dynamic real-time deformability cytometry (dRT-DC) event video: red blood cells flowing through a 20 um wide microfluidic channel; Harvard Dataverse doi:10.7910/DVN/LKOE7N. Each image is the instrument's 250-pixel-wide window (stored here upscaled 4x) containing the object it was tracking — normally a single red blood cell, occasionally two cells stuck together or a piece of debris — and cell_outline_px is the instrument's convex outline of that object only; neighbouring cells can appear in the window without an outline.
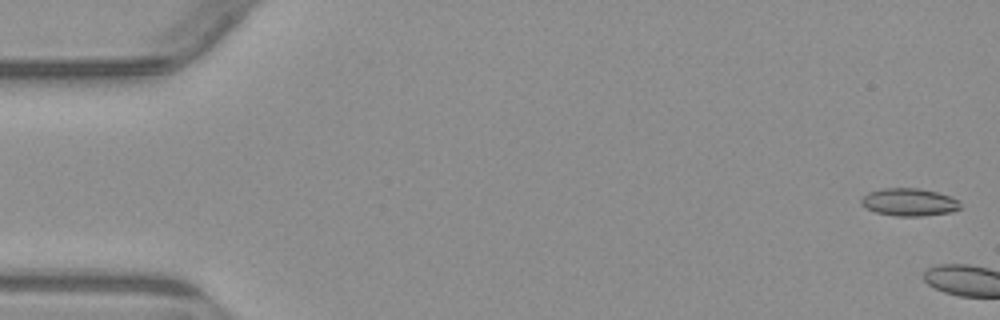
{"species": "common noctule bat (a hibernating species)", "species_latin": "Nyctalus noctula", "temperature_condition": "warm", "stored_images_in_passage": 4, "camera_frame_rate_fps": 3000, "um_per_image_px": 0.085, "animal": {"sex": "male", "body_mass_g": 23.1, "forearm_length_mm": 52.7}, "frame": {"image": 1, "passage_image": 1, "time_ms": 0.0, "image_size_px": [1000, 320], "cell_outline_px": [[960, 208], [952, 212], [924, 216], [896, 216], [876, 212], [860, 204], [860, 200], [868, 192], [884, 188], [916, 188], [936, 192], [960, 200]], "centroid_in_image_um": [77.28, 17.19], "position_along_channel_um": 7.7, "area_um2": 15.9}}
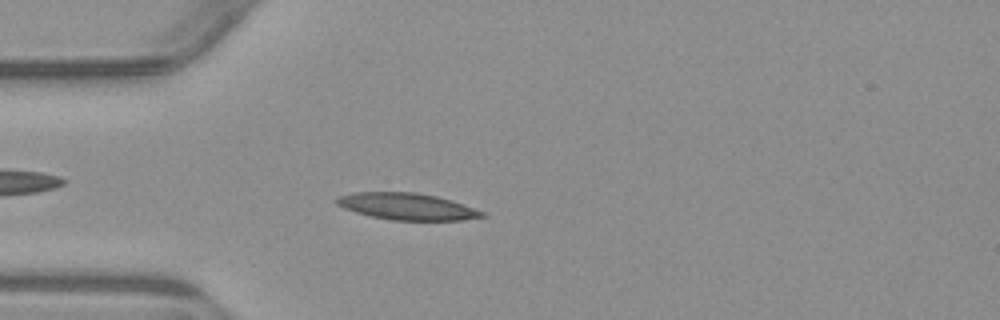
{"frame": {"image": 2, "passage_image": 4, "time_ms": 5.667, "image_size_px": [1000, 320], "cell_outline_px": [[484, 216], [460, 220], [392, 220], [372, 216], [356, 212], [344, 208], [336, 204], [332, 200], [336, 196], [356, 192], [416, 192], [436, 196], [452, 200], [484, 212]], "centroid_in_image_um": [34.52, 17.53], "position_along_channel_um": 50.5, "area_um2": 22.54}}